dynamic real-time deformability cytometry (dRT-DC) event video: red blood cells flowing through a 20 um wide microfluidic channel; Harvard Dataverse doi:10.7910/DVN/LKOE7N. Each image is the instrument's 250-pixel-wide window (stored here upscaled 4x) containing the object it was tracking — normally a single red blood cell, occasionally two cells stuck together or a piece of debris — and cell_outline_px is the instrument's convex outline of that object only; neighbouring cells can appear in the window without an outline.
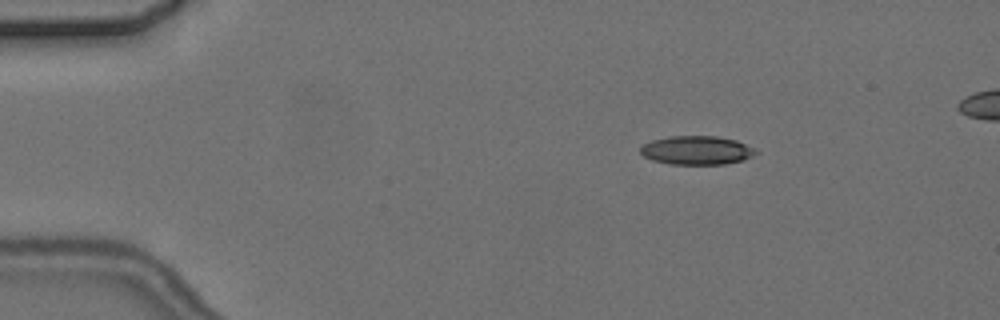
{"species": "common noctule bat (a hibernating species)", "species_latin": "Nyctalus noctula", "temperature_condition": "cold", "stored_images_in_passage": 5, "camera_frame_rate_fps": 3000, "um_per_image_px": 0.085, "animal": {"sex": "female", "body_mass_g": 24.6, "forearm_length_mm": 56.2}, "frame": {"image": 1, "passage_image": 2, "time_ms": 1.333, "image_size_px": [1000, 320], "cell_outline_px": [[760, 152], [744, 160], [724, 164], [672, 164], [652, 160], [644, 156], [640, 152], [640, 148], [644, 144], [652, 140], [668, 136], [716, 136], [736, 140], [756, 148]], "centroid_in_image_um": [59.26, 12.77], "position_along_channel_um": 25.7, "area_um2": 19.42}}